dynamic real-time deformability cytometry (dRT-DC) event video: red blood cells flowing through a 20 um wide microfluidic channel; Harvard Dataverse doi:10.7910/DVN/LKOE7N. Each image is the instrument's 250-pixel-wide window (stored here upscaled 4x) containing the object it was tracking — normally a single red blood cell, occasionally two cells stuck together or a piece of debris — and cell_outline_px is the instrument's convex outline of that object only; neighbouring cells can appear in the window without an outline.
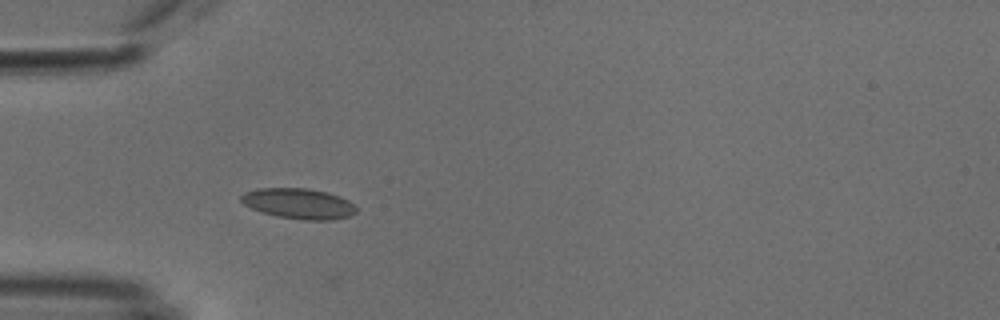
{"species": "common noctule bat (a hibernating species)", "species_latin": "Nyctalus noctula", "temperature_condition": "cold", "stored_images_in_passage": 39, "camera_frame_rate_fps": 3000, "um_per_image_px": 0.085, "animal": {"sex": "male", "body_mass_g": 18.8}, "frame": {"image": 1, "passage_image": 7, "time_ms": 2.0, "image_size_px": [1000, 320], "cell_outline_px": [[356, 212], [348, 216], [332, 220], [304, 220], [276, 216], [260, 212], [244, 204], [240, 200], [240, 196], [244, 192], [260, 188], [308, 188], [328, 192], [340, 196], [348, 200], [356, 208]], "centroid_in_image_um": [25.37, 17.3], "position_along_channel_um": 59.6, "area_um2": 20.52}}
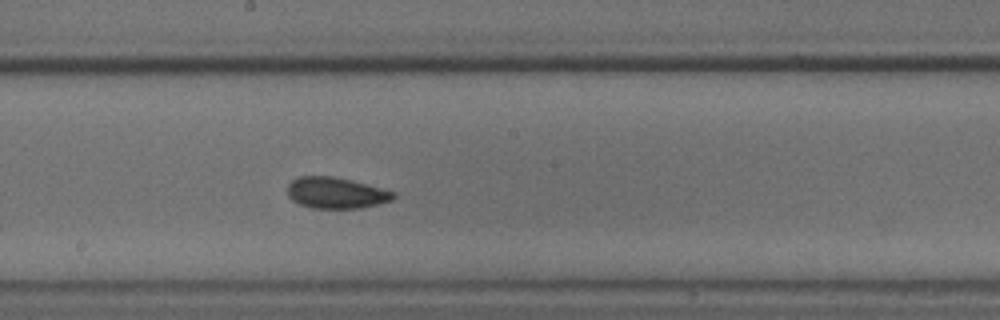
{"frame": {"image": 2, "passage_image": 20, "time_ms": 6.333, "image_size_px": [1000, 320], "cell_outline_px": [[396, 196], [392, 200], [380, 204], [360, 208], [312, 208], [300, 204], [292, 200], [288, 196], [288, 184], [292, 180], [300, 176], [332, 176], [352, 180], [368, 184], [396, 192]], "centroid_in_image_um": [28.59, 16.39], "position_along_channel_um": 219.6, "area_um2": 19.36}}
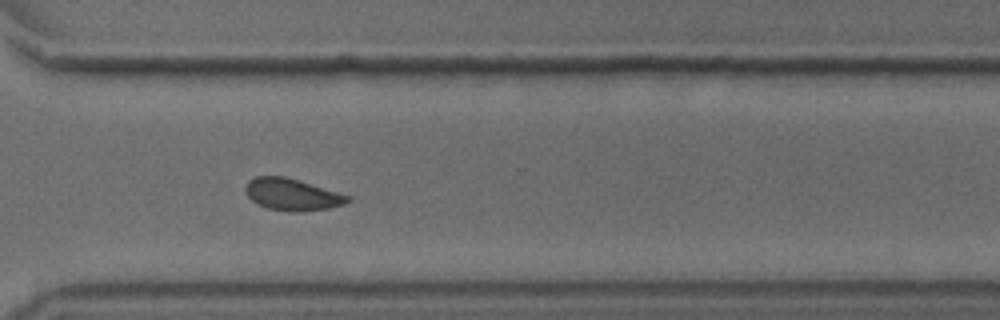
{"frame": {"image": 3, "passage_image": 30, "time_ms": 9.667, "image_size_px": [1000, 320], "cell_outline_px": [[352, 200], [344, 204], [328, 208], [300, 212], [292, 212], [268, 208], [256, 204], [244, 192], [244, 188], [248, 180], [256, 176], [284, 176], [352, 196]], "centroid_in_image_um": [24.82, 16.53], "position_along_channel_um": 345.8, "area_um2": 19.07}, "authors_computed_cell_mechanics": {"area_um2": 19.2474, "velocity_mm_per_s": 3.7851, "shape_relaxation_time_tau1_ms": 2.7302, "shape_relaxation_time_tau2_ms": 2.382, "deformation_change_tau1": 0.0582, "deformation_change_tau2": 0.0563}}